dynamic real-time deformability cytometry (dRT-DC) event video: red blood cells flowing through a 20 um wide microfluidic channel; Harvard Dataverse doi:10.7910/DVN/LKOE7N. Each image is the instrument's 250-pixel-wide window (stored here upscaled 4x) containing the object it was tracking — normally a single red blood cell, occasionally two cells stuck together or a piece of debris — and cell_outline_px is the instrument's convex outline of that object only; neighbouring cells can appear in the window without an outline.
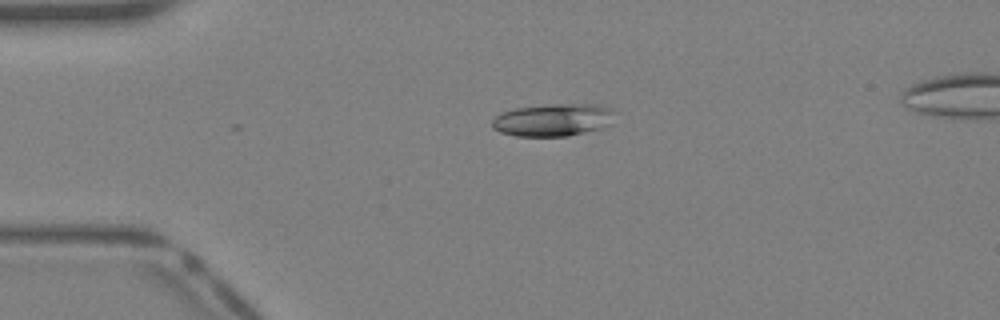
{"species": "Egyptian fruit bat (a non-hibernating species)", "species_latin": "Rousettus aegyptiacus", "temperature_condition": "warm", "stored_images_in_passage": 2, "camera_frame_rate_fps": 3000, "um_per_image_px": 0.085, "animal": {"sex": "female"}, "frame": {"image": 1, "passage_image": 2, "time_ms": 0.333, "image_size_px": [1000, 320], "cell_outline_px": [[616, 124], [568, 136], [516, 136], [500, 132], [492, 128], [492, 120], [500, 112], [516, 108], [548, 104], [596, 104], [612, 108], [616, 112]], "centroid_in_image_um": [47.09, 10.18], "position_along_channel_um": 37.9, "area_um2": 23.76}}